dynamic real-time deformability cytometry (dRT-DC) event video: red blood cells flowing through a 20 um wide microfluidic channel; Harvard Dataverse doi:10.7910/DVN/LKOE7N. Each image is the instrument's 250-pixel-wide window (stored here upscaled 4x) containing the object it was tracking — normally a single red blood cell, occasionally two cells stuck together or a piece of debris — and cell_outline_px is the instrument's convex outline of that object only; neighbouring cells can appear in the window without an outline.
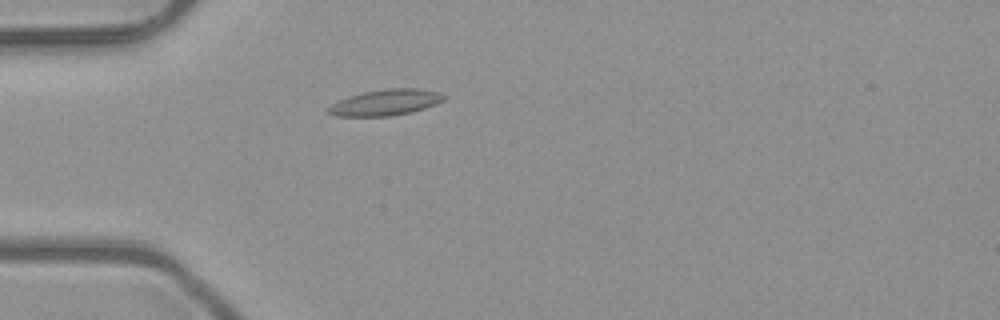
{"species": "common noctule bat (a hibernating species)", "species_latin": "Nyctalus noctula", "temperature_condition": "room temperature", "stored_images_in_passage": 31, "camera_frame_rate_fps": 3000, "um_per_image_px": 0.085, "animal": {"sex": "male", "body_mass_g": 23.1, "forearm_length_mm": 52.7}, "frame": {"image": 1, "passage_image": 2, "time_ms": 0.333, "image_size_px": [1000, 320], "cell_outline_px": [[444, 100], [436, 104], [412, 112], [392, 116], [336, 116], [328, 112], [328, 108], [332, 104], [348, 96], [364, 92], [388, 88], [416, 88], [440, 92], [444, 96]], "centroid_in_image_um": [32.79, 8.71], "position_along_channel_um": 52.2, "area_um2": 17.4}}
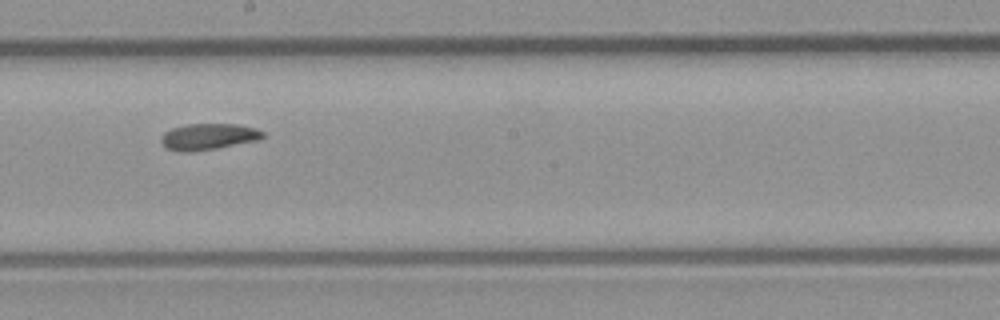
{"frame": {"image": 2, "passage_image": 16, "time_ms": 5.0, "image_size_px": [1000, 320], "cell_outline_px": [[264, 136], [260, 140], [216, 148], [192, 152], [180, 152], [164, 148], [160, 140], [160, 136], [164, 132], [172, 128], [188, 124], [236, 124], [256, 128], [264, 132]], "centroid_in_image_um": [17.68, 11.62], "position_along_channel_um": 230.5, "area_um2": 15.78}}
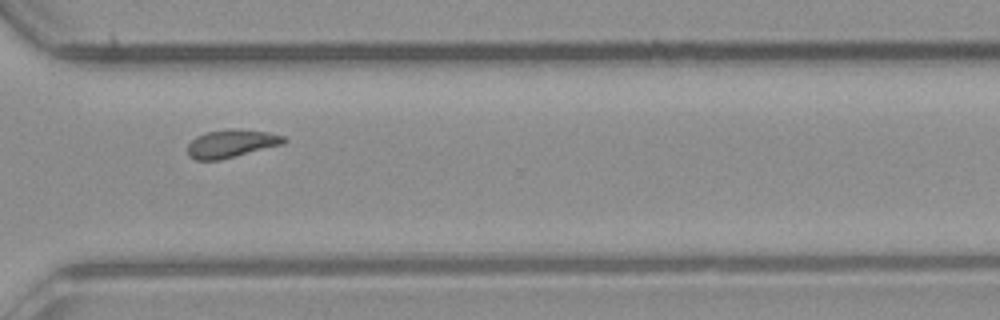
{"frame": {"image": 3, "passage_image": 25, "time_ms": 8.0, "image_size_px": [1000, 320], "cell_outline_px": [[288, 140], [284, 144], [220, 160], [196, 160], [188, 156], [188, 144], [196, 136], [208, 132], [232, 128], [236, 128], [268, 132], [284, 136]], "centroid_in_image_um": [19.68, 12.2], "position_along_channel_um": 350.9, "area_um2": 15.78}}